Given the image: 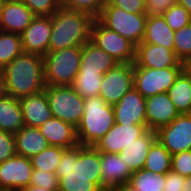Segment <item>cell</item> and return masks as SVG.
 <instances>
[{"label":"cell","instance_id":"obj_1","mask_svg":"<svg viewBox=\"0 0 191 191\" xmlns=\"http://www.w3.org/2000/svg\"><path fill=\"white\" fill-rule=\"evenodd\" d=\"M101 152L94 146L77 145L65 149L55 174L59 191H103Z\"/></svg>","mask_w":191,"mask_h":191},{"label":"cell","instance_id":"obj_2","mask_svg":"<svg viewBox=\"0 0 191 191\" xmlns=\"http://www.w3.org/2000/svg\"><path fill=\"white\" fill-rule=\"evenodd\" d=\"M0 73L5 78L8 95L20 99L45 89L43 57L23 52Z\"/></svg>","mask_w":191,"mask_h":191},{"label":"cell","instance_id":"obj_3","mask_svg":"<svg viewBox=\"0 0 191 191\" xmlns=\"http://www.w3.org/2000/svg\"><path fill=\"white\" fill-rule=\"evenodd\" d=\"M51 17L52 33L48 51L83 46L90 41L91 25L95 19L90 13L61 6Z\"/></svg>","mask_w":191,"mask_h":191},{"label":"cell","instance_id":"obj_4","mask_svg":"<svg viewBox=\"0 0 191 191\" xmlns=\"http://www.w3.org/2000/svg\"><path fill=\"white\" fill-rule=\"evenodd\" d=\"M84 114L76 127L78 143L82 146H95L115 124V114L100 96L84 99Z\"/></svg>","mask_w":191,"mask_h":191},{"label":"cell","instance_id":"obj_5","mask_svg":"<svg viewBox=\"0 0 191 191\" xmlns=\"http://www.w3.org/2000/svg\"><path fill=\"white\" fill-rule=\"evenodd\" d=\"M82 46L48 51L43 57L47 86H71L79 71Z\"/></svg>","mask_w":191,"mask_h":191},{"label":"cell","instance_id":"obj_6","mask_svg":"<svg viewBox=\"0 0 191 191\" xmlns=\"http://www.w3.org/2000/svg\"><path fill=\"white\" fill-rule=\"evenodd\" d=\"M147 17L146 14L126 12L107 2L96 19L137 46L143 40Z\"/></svg>","mask_w":191,"mask_h":191},{"label":"cell","instance_id":"obj_7","mask_svg":"<svg viewBox=\"0 0 191 191\" xmlns=\"http://www.w3.org/2000/svg\"><path fill=\"white\" fill-rule=\"evenodd\" d=\"M45 92L53 117L72 124L75 128L84 114V98L71 86H47Z\"/></svg>","mask_w":191,"mask_h":191},{"label":"cell","instance_id":"obj_8","mask_svg":"<svg viewBox=\"0 0 191 191\" xmlns=\"http://www.w3.org/2000/svg\"><path fill=\"white\" fill-rule=\"evenodd\" d=\"M184 68H146L133 62V86L144 98L166 93Z\"/></svg>","mask_w":191,"mask_h":191},{"label":"cell","instance_id":"obj_9","mask_svg":"<svg viewBox=\"0 0 191 191\" xmlns=\"http://www.w3.org/2000/svg\"><path fill=\"white\" fill-rule=\"evenodd\" d=\"M90 41L112 56L118 63H133L136 45L115 31L103 26L96 18L91 25Z\"/></svg>","mask_w":191,"mask_h":191},{"label":"cell","instance_id":"obj_10","mask_svg":"<svg viewBox=\"0 0 191 191\" xmlns=\"http://www.w3.org/2000/svg\"><path fill=\"white\" fill-rule=\"evenodd\" d=\"M133 87V63H118L103 75L99 96L113 106Z\"/></svg>","mask_w":191,"mask_h":191},{"label":"cell","instance_id":"obj_11","mask_svg":"<svg viewBox=\"0 0 191 191\" xmlns=\"http://www.w3.org/2000/svg\"><path fill=\"white\" fill-rule=\"evenodd\" d=\"M156 136L171 155L191 150V113L179 114L169 125L160 127Z\"/></svg>","mask_w":191,"mask_h":191},{"label":"cell","instance_id":"obj_12","mask_svg":"<svg viewBox=\"0 0 191 191\" xmlns=\"http://www.w3.org/2000/svg\"><path fill=\"white\" fill-rule=\"evenodd\" d=\"M33 166L30 158L14 155L0 163V190L19 191L30 185Z\"/></svg>","mask_w":191,"mask_h":191},{"label":"cell","instance_id":"obj_13","mask_svg":"<svg viewBox=\"0 0 191 191\" xmlns=\"http://www.w3.org/2000/svg\"><path fill=\"white\" fill-rule=\"evenodd\" d=\"M52 33L51 16H35L31 24L21 34L24 52L44 57Z\"/></svg>","mask_w":191,"mask_h":191},{"label":"cell","instance_id":"obj_14","mask_svg":"<svg viewBox=\"0 0 191 191\" xmlns=\"http://www.w3.org/2000/svg\"><path fill=\"white\" fill-rule=\"evenodd\" d=\"M147 130V125H121L115 123L94 147L102 153L118 154Z\"/></svg>","mask_w":191,"mask_h":191},{"label":"cell","instance_id":"obj_15","mask_svg":"<svg viewBox=\"0 0 191 191\" xmlns=\"http://www.w3.org/2000/svg\"><path fill=\"white\" fill-rule=\"evenodd\" d=\"M146 98L134 87L113 105L115 123L121 125H147Z\"/></svg>","mask_w":191,"mask_h":191},{"label":"cell","instance_id":"obj_16","mask_svg":"<svg viewBox=\"0 0 191 191\" xmlns=\"http://www.w3.org/2000/svg\"><path fill=\"white\" fill-rule=\"evenodd\" d=\"M34 17L22 0H0L1 31L22 34Z\"/></svg>","mask_w":191,"mask_h":191},{"label":"cell","instance_id":"obj_17","mask_svg":"<svg viewBox=\"0 0 191 191\" xmlns=\"http://www.w3.org/2000/svg\"><path fill=\"white\" fill-rule=\"evenodd\" d=\"M134 62L139 67L156 69L185 67V64L178 59L173 50L152 43H140L136 46Z\"/></svg>","mask_w":191,"mask_h":191},{"label":"cell","instance_id":"obj_18","mask_svg":"<svg viewBox=\"0 0 191 191\" xmlns=\"http://www.w3.org/2000/svg\"><path fill=\"white\" fill-rule=\"evenodd\" d=\"M145 109L147 128L153 131L169 125L180 114L167 92L146 98Z\"/></svg>","mask_w":191,"mask_h":191},{"label":"cell","instance_id":"obj_19","mask_svg":"<svg viewBox=\"0 0 191 191\" xmlns=\"http://www.w3.org/2000/svg\"><path fill=\"white\" fill-rule=\"evenodd\" d=\"M101 189L128 185L132 171L117 153L101 152Z\"/></svg>","mask_w":191,"mask_h":191},{"label":"cell","instance_id":"obj_20","mask_svg":"<svg viewBox=\"0 0 191 191\" xmlns=\"http://www.w3.org/2000/svg\"><path fill=\"white\" fill-rule=\"evenodd\" d=\"M38 128L45 136L49 146L68 149L79 145L76 128L61 119L52 116Z\"/></svg>","mask_w":191,"mask_h":191},{"label":"cell","instance_id":"obj_21","mask_svg":"<svg viewBox=\"0 0 191 191\" xmlns=\"http://www.w3.org/2000/svg\"><path fill=\"white\" fill-rule=\"evenodd\" d=\"M24 126L38 128L52 117L45 90L19 99Z\"/></svg>","mask_w":191,"mask_h":191},{"label":"cell","instance_id":"obj_22","mask_svg":"<svg viewBox=\"0 0 191 191\" xmlns=\"http://www.w3.org/2000/svg\"><path fill=\"white\" fill-rule=\"evenodd\" d=\"M117 64V60L89 41L82 46L78 73H101L104 75Z\"/></svg>","mask_w":191,"mask_h":191},{"label":"cell","instance_id":"obj_23","mask_svg":"<svg viewBox=\"0 0 191 191\" xmlns=\"http://www.w3.org/2000/svg\"><path fill=\"white\" fill-rule=\"evenodd\" d=\"M156 139V131L148 129L118 154L128 164L130 170L136 172L144 168L149 149Z\"/></svg>","mask_w":191,"mask_h":191},{"label":"cell","instance_id":"obj_24","mask_svg":"<svg viewBox=\"0 0 191 191\" xmlns=\"http://www.w3.org/2000/svg\"><path fill=\"white\" fill-rule=\"evenodd\" d=\"M16 153L31 158L49 146L39 128L23 126L14 134Z\"/></svg>","mask_w":191,"mask_h":191},{"label":"cell","instance_id":"obj_25","mask_svg":"<svg viewBox=\"0 0 191 191\" xmlns=\"http://www.w3.org/2000/svg\"><path fill=\"white\" fill-rule=\"evenodd\" d=\"M174 33L163 16H148L141 43H152L174 51Z\"/></svg>","mask_w":191,"mask_h":191},{"label":"cell","instance_id":"obj_26","mask_svg":"<svg viewBox=\"0 0 191 191\" xmlns=\"http://www.w3.org/2000/svg\"><path fill=\"white\" fill-rule=\"evenodd\" d=\"M167 93L180 114L191 113V73L186 67L176 77Z\"/></svg>","mask_w":191,"mask_h":191},{"label":"cell","instance_id":"obj_27","mask_svg":"<svg viewBox=\"0 0 191 191\" xmlns=\"http://www.w3.org/2000/svg\"><path fill=\"white\" fill-rule=\"evenodd\" d=\"M24 126L20 101L10 95L0 99V130L15 134Z\"/></svg>","mask_w":191,"mask_h":191},{"label":"cell","instance_id":"obj_28","mask_svg":"<svg viewBox=\"0 0 191 191\" xmlns=\"http://www.w3.org/2000/svg\"><path fill=\"white\" fill-rule=\"evenodd\" d=\"M171 160L170 152L156 139L149 149L143 169L157 175L166 174L171 170Z\"/></svg>","mask_w":191,"mask_h":191},{"label":"cell","instance_id":"obj_29","mask_svg":"<svg viewBox=\"0 0 191 191\" xmlns=\"http://www.w3.org/2000/svg\"><path fill=\"white\" fill-rule=\"evenodd\" d=\"M23 52L21 34L0 31V71Z\"/></svg>","mask_w":191,"mask_h":191},{"label":"cell","instance_id":"obj_30","mask_svg":"<svg viewBox=\"0 0 191 191\" xmlns=\"http://www.w3.org/2000/svg\"><path fill=\"white\" fill-rule=\"evenodd\" d=\"M165 174H155L145 169L133 172L128 185L134 191H163Z\"/></svg>","mask_w":191,"mask_h":191},{"label":"cell","instance_id":"obj_31","mask_svg":"<svg viewBox=\"0 0 191 191\" xmlns=\"http://www.w3.org/2000/svg\"><path fill=\"white\" fill-rule=\"evenodd\" d=\"M103 74L77 73L71 87L84 99L99 96Z\"/></svg>","mask_w":191,"mask_h":191},{"label":"cell","instance_id":"obj_32","mask_svg":"<svg viewBox=\"0 0 191 191\" xmlns=\"http://www.w3.org/2000/svg\"><path fill=\"white\" fill-rule=\"evenodd\" d=\"M64 150V148L58 146H48L30 158L33 169L55 173Z\"/></svg>","mask_w":191,"mask_h":191},{"label":"cell","instance_id":"obj_33","mask_svg":"<svg viewBox=\"0 0 191 191\" xmlns=\"http://www.w3.org/2000/svg\"><path fill=\"white\" fill-rule=\"evenodd\" d=\"M174 52L185 65L191 61V22L175 31Z\"/></svg>","mask_w":191,"mask_h":191},{"label":"cell","instance_id":"obj_34","mask_svg":"<svg viewBox=\"0 0 191 191\" xmlns=\"http://www.w3.org/2000/svg\"><path fill=\"white\" fill-rule=\"evenodd\" d=\"M162 16L173 31H177L191 22V15L178 2L171 6Z\"/></svg>","mask_w":191,"mask_h":191},{"label":"cell","instance_id":"obj_35","mask_svg":"<svg viewBox=\"0 0 191 191\" xmlns=\"http://www.w3.org/2000/svg\"><path fill=\"white\" fill-rule=\"evenodd\" d=\"M108 0H61V6L77 11H85L96 18Z\"/></svg>","mask_w":191,"mask_h":191},{"label":"cell","instance_id":"obj_36","mask_svg":"<svg viewBox=\"0 0 191 191\" xmlns=\"http://www.w3.org/2000/svg\"><path fill=\"white\" fill-rule=\"evenodd\" d=\"M22 1L35 16H52L61 7V0Z\"/></svg>","mask_w":191,"mask_h":191},{"label":"cell","instance_id":"obj_37","mask_svg":"<svg viewBox=\"0 0 191 191\" xmlns=\"http://www.w3.org/2000/svg\"><path fill=\"white\" fill-rule=\"evenodd\" d=\"M171 170L181 176H191V150L172 155Z\"/></svg>","mask_w":191,"mask_h":191},{"label":"cell","instance_id":"obj_38","mask_svg":"<svg viewBox=\"0 0 191 191\" xmlns=\"http://www.w3.org/2000/svg\"><path fill=\"white\" fill-rule=\"evenodd\" d=\"M30 185L44 189H58V178L55 173L33 169Z\"/></svg>","mask_w":191,"mask_h":191},{"label":"cell","instance_id":"obj_39","mask_svg":"<svg viewBox=\"0 0 191 191\" xmlns=\"http://www.w3.org/2000/svg\"><path fill=\"white\" fill-rule=\"evenodd\" d=\"M16 154L14 134L0 130V163Z\"/></svg>","mask_w":191,"mask_h":191},{"label":"cell","instance_id":"obj_40","mask_svg":"<svg viewBox=\"0 0 191 191\" xmlns=\"http://www.w3.org/2000/svg\"><path fill=\"white\" fill-rule=\"evenodd\" d=\"M177 0H145L147 16H162Z\"/></svg>","mask_w":191,"mask_h":191},{"label":"cell","instance_id":"obj_41","mask_svg":"<svg viewBox=\"0 0 191 191\" xmlns=\"http://www.w3.org/2000/svg\"><path fill=\"white\" fill-rule=\"evenodd\" d=\"M108 2L129 13L145 14V0H108Z\"/></svg>","mask_w":191,"mask_h":191},{"label":"cell","instance_id":"obj_42","mask_svg":"<svg viewBox=\"0 0 191 191\" xmlns=\"http://www.w3.org/2000/svg\"><path fill=\"white\" fill-rule=\"evenodd\" d=\"M185 177L170 170L165 174V184L163 191H183Z\"/></svg>","mask_w":191,"mask_h":191},{"label":"cell","instance_id":"obj_43","mask_svg":"<svg viewBox=\"0 0 191 191\" xmlns=\"http://www.w3.org/2000/svg\"><path fill=\"white\" fill-rule=\"evenodd\" d=\"M8 95L4 76L0 73V99Z\"/></svg>","mask_w":191,"mask_h":191},{"label":"cell","instance_id":"obj_44","mask_svg":"<svg viewBox=\"0 0 191 191\" xmlns=\"http://www.w3.org/2000/svg\"><path fill=\"white\" fill-rule=\"evenodd\" d=\"M19 191H59L58 189H44L41 187H36L33 185H29L24 187L23 189L19 190Z\"/></svg>","mask_w":191,"mask_h":191},{"label":"cell","instance_id":"obj_45","mask_svg":"<svg viewBox=\"0 0 191 191\" xmlns=\"http://www.w3.org/2000/svg\"><path fill=\"white\" fill-rule=\"evenodd\" d=\"M105 191H134L129 185H119L106 189Z\"/></svg>","mask_w":191,"mask_h":191},{"label":"cell","instance_id":"obj_46","mask_svg":"<svg viewBox=\"0 0 191 191\" xmlns=\"http://www.w3.org/2000/svg\"><path fill=\"white\" fill-rule=\"evenodd\" d=\"M177 2L182 5L191 15V0H177Z\"/></svg>","mask_w":191,"mask_h":191},{"label":"cell","instance_id":"obj_47","mask_svg":"<svg viewBox=\"0 0 191 191\" xmlns=\"http://www.w3.org/2000/svg\"><path fill=\"white\" fill-rule=\"evenodd\" d=\"M183 191H191V176L185 177V183Z\"/></svg>","mask_w":191,"mask_h":191},{"label":"cell","instance_id":"obj_48","mask_svg":"<svg viewBox=\"0 0 191 191\" xmlns=\"http://www.w3.org/2000/svg\"><path fill=\"white\" fill-rule=\"evenodd\" d=\"M187 70L191 73V61L185 65Z\"/></svg>","mask_w":191,"mask_h":191}]
</instances>
